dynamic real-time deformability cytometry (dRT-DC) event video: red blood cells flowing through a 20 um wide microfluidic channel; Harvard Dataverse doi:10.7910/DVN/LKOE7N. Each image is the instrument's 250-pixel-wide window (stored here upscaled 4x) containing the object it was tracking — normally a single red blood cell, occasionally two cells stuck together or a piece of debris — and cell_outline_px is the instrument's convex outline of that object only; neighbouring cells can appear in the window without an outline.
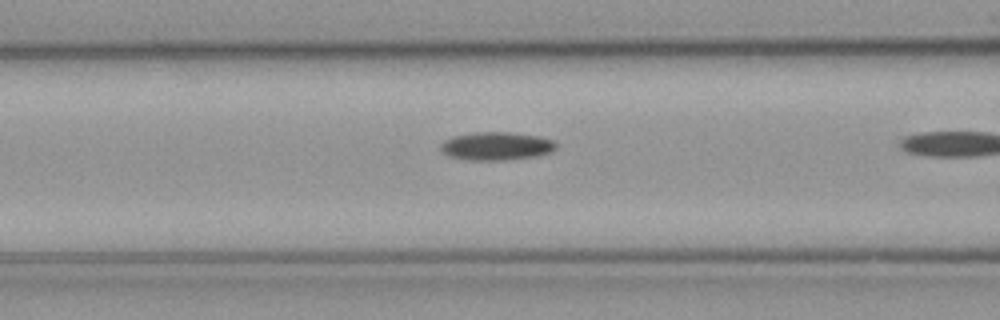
{"species": "common noctule bat (a hibernating species)", "species_latin": "Nyctalus noctula", "temperature_condition": "cold", "stored_images_in_passage": 11, "camera_frame_rate_fps": 3000, "um_per_image_px": 0.085, "animal": {"sex": "male", "body_mass_g": 23.1, "forearm_length_mm": 52.7}, "frame": {"image": 1, "passage_image": 10, "time_ms": 3.0, "image_size_px": [1000, 320], "cell_outline_px": [[556, 148], [552, 152], [536, 156], [508, 160], [464, 160], [448, 156], [440, 148], [440, 144], [444, 140], [452, 136], [476, 132], [508, 132], [536, 136], [552, 140], [556, 144]], "centroid_in_image_um": [42.16, 12.42], "position_along_channel_um": 124.4, "area_um2": 19.02}}